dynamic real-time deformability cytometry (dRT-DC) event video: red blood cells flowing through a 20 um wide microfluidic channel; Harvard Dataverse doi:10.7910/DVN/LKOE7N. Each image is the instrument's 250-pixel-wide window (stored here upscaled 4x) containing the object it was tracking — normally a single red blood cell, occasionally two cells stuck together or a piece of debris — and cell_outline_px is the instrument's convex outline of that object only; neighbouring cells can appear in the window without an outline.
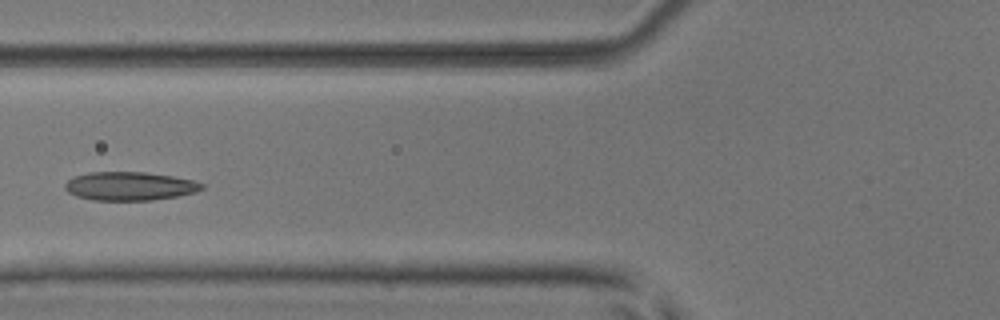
{"species": "common noctule bat (a hibernating species)", "species_latin": "Nyctalus noctula", "temperature_condition": "room temperature", "stored_images_in_passage": 5, "camera_frame_rate_fps": 3000, "um_per_image_px": 0.085, "animal": {"sex": "male", "body_mass_g": 17.9, "forearm_length_mm": 54.2}, "frame": {"image": 1, "passage_image": 4, "time_ms": 1.0, "image_size_px": [1000, 320], "cell_outline_px": [[204, 188], [196, 192], [176, 196], [152, 200], [92, 200], [76, 196], [68, 192], [64, 188], [64, 184], [72, 176], [88, 172], [144, 172], [172, 176], [192, 180], [204, 184]], "centroid_in_image_um": [10.99, 15.82], "position_along_channel_um": 114.8, "area_um2": 22.83}}
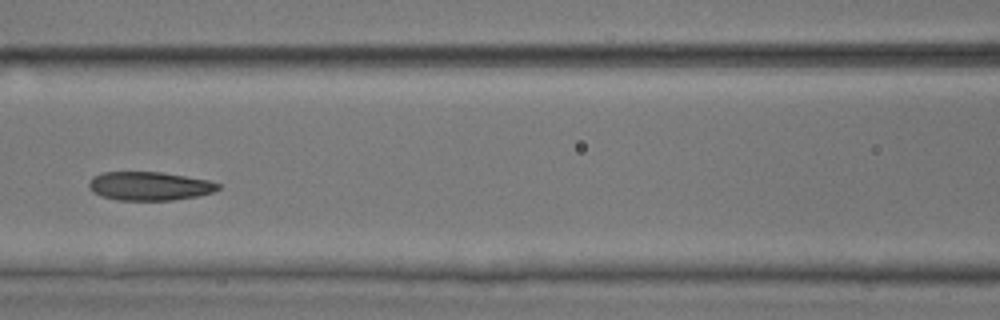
{"frame": {"image": 2, "passage_image": 5, "time_ms": 1.333, "image_size_px": [1000, 320], "cell_outline_px": [[220, 188], [212, 192], [196, 196], [172, 200], [116, 200], [100, 196], [88, 188], [88, 184], [92, 176], [104, 172], [160, 172], [208, 180], [220, 184]], "centroid_in_image_um": [12.66, 15.81], "position_along_channel_um": 153.9, "area_um2": 21.5}}